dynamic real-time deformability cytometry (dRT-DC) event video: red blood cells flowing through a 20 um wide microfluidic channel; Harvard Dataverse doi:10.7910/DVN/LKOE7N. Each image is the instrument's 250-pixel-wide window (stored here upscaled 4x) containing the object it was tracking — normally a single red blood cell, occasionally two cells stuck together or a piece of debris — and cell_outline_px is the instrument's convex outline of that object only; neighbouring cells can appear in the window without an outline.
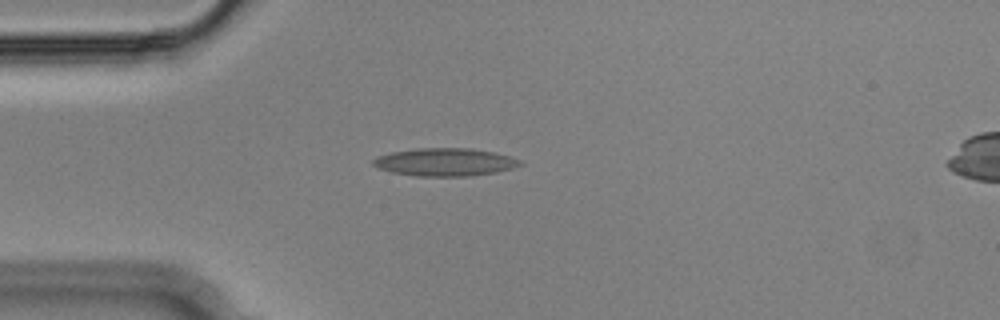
{"species": "Egyptian fruit bat (a non-hibernating species)", "species_latin": "Rousettus aegyptiacus", "temperature_condition": "cold", "stored_images_in_passage": 41, "camera_frame_rate_fps": 3000, "um_per_image_px": 0.085, "animal": {"sex": "male"}, "frame": {"image": 1, "passage_image": 1, "time_ms": 0.0, "image_size_px": [1000, 320], "cell_outline_px": [[524, 164], [512, 168], [496, 172], [472, 176], [416, 176], [392, 172], [380, 168], [372, 164], [372, 160], [376, 156], [392, 152], [416, 148], [472, 148], [492, 152], [508, 156], [520, 160]], "centroid_in_image_um": [37.81, 13.77], "position_along_channel_um": 47.2, "area_um2": 23.81}}
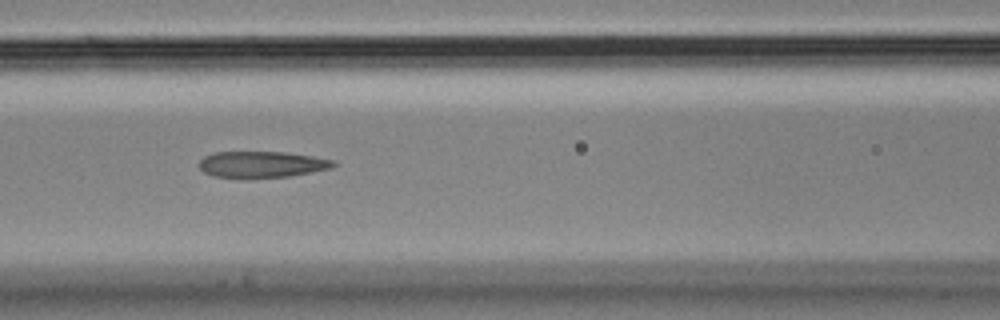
{"frame": {"image": 2, "passage_image": 10, "time_ms": 3.0, "image_size_px": [1000, 320], "cell_outline_px": [[336, 164], [332, 168], [288, 176], [216, 176], [204, 172], [200, 168], [200, 160], [204, 156], [212, 152], [284, 152], [312, 156], [336, 160]], "centroid_in_image_um": [22.29, 13.94], "position_along_channel_um": 144.3, "area_um2": 19.94}}
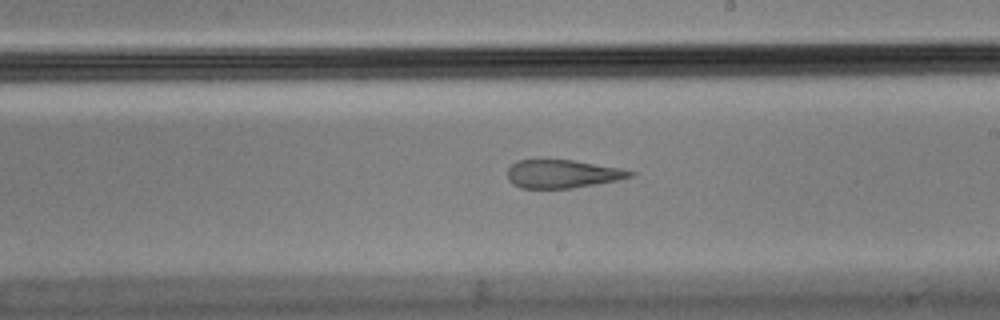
{"frame": {"image": 3, "passage_image": 18, "time_ms": 5.667, "image_size_px": [1000, 320], "cell_outline_px": [[636, 172], [632, 176], [616, 180], [572, 188], [520, 188], [512, 184], [508, 180], [508, 168], [512, 164], [520, 160], [536, 156], [572, 160], [620, 168]], "centroid_in_image_um": [47.72, 14.74], "position_along_channel_um": 241.3, "area_um2": 20.69}, "authors_computed_cell_mechanics": {"area_um2": 22.8888, "velocity_mm_per_s": 3.6371, "shape_relaxation_time_tau1_ms": null, "shape_relaxation_time_tau2_ms": 2.4341, "deformation_change_tau1": null, "deformation_change_tau2": 0.1223}}